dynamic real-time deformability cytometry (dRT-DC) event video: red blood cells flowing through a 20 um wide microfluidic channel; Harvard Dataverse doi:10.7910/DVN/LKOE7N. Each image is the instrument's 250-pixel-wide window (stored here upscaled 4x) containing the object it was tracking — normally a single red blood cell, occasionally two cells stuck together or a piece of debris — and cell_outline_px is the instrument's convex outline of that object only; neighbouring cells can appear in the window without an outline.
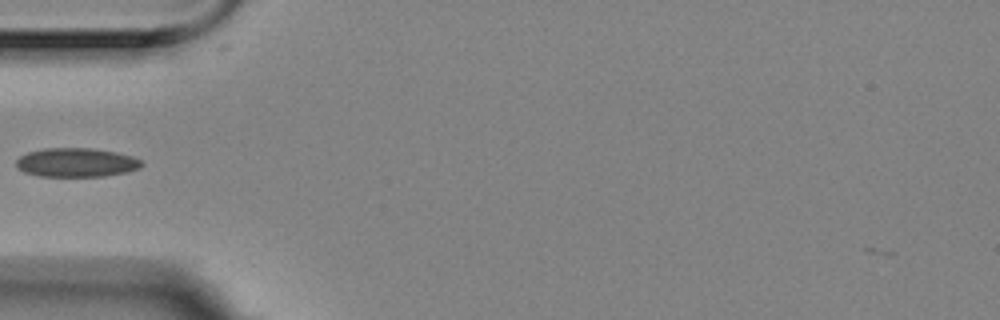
{"species": "Egyptian fruit bat (a non-hibernating species)", "species_latin": "Rousettus aegyptiacus", "temperature_condition": "room temperature", "stored_images_in_passage": 4, "camera_frame_rate_fps": 3000, "um_per_image_px": 0.085, "animal": {"sex": "female"}, "frame": {"image": 1, "passage_image": 4, "time_ms": 1.0, "image_size_px": [1000, 320], "cell_outline_px": [[144, 164], [140, 168], [128, 172], [104, 176], [40, 176], [24, 172], [16, 164], [16, 160], [20, 156], [28, 152], [44, 148], [92, 148], [116, 152], [132, 156], [140, 160]], "centroid_in_image_um": [6.52, 13.81], "position_along_channel_um": 78.5, "area_um2": 21.15}}